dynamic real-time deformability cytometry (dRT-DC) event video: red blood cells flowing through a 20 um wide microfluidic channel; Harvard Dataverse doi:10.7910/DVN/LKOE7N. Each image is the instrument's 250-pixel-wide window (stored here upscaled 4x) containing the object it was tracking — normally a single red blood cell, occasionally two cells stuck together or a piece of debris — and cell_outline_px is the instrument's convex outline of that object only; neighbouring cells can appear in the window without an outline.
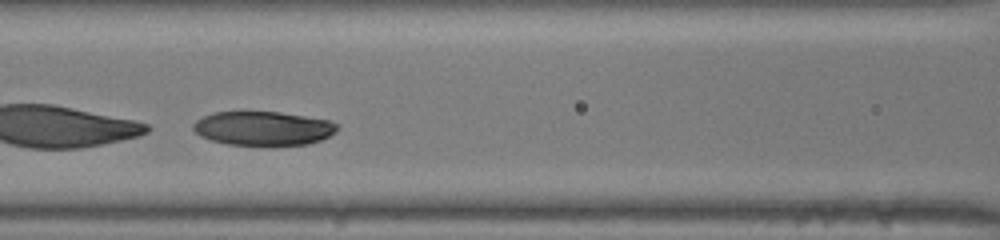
{"species": "human", "species_latin": "Homo sapiens", "temperature_condition": "room temperature", "stored_images_in_passage": 29, "segment_of_instrument_passage": [2, 2], "camera_frame_rate_fps": 3000, "um_per_image_px": 0.085, "donor": {"sex": "male"}, "frame": {"image": 1, "passage_image": 11, "time_ms": 3.333, "image_size_px": [1000, 240], "cell_outline_px": [[340, 124], [336, 132], [320, 140], [308, 144], [272, 148], [228, 144], [212, 140], [200, 136], [192, 128], [192, 124], [196, 120], [204, 116], [216, 112], [280, 112], [328, 120]], "centroid_in_image_um": [22.39, 10.95], "position_along_channel_um": 144.2, "area_um2": 29.3}}
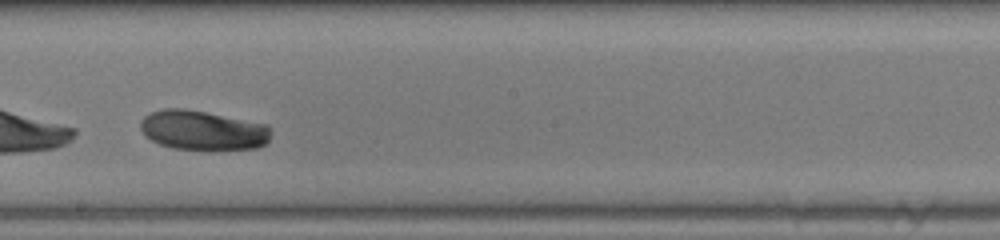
{"frame": {"image": 2, "passage_image": 17, "time_ms": 5.333, "image_size_px": [1000, 240], "cell_outline_px": [[268, 140], [264, 144], [256, 148], [172, 148], [160, 144], [144, 136], [140, 128], [140, 120], [148, 112], [164, 108], [184, 108], [268, 124]], "centroid_in_image_um": [17.15, 11.04], "position_along_channel_um": 231.1, "area_um2": 29.59}}
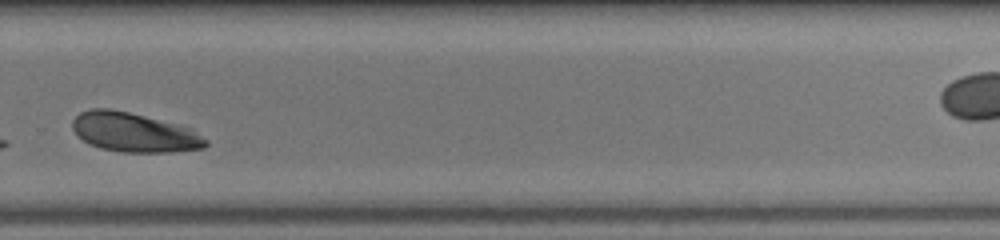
{"frame": {"image": 3, "passage_image": 23, "time_ms": 7.333, "image_size_px": [1000, 240], "cell_outline_px": [[208, 144], [204, 148], [172, 152], [120, 152], [100, 148], [88, 144], [72, 128], [72, 120], [80, 112], [92, 108], [108, 108], [128, 112], [192, 128], [208, 140]], "centroid_in_image_um": [11.41, 11.26], "position_along_channel_um": 318.4, "area_um2": 30.46}}